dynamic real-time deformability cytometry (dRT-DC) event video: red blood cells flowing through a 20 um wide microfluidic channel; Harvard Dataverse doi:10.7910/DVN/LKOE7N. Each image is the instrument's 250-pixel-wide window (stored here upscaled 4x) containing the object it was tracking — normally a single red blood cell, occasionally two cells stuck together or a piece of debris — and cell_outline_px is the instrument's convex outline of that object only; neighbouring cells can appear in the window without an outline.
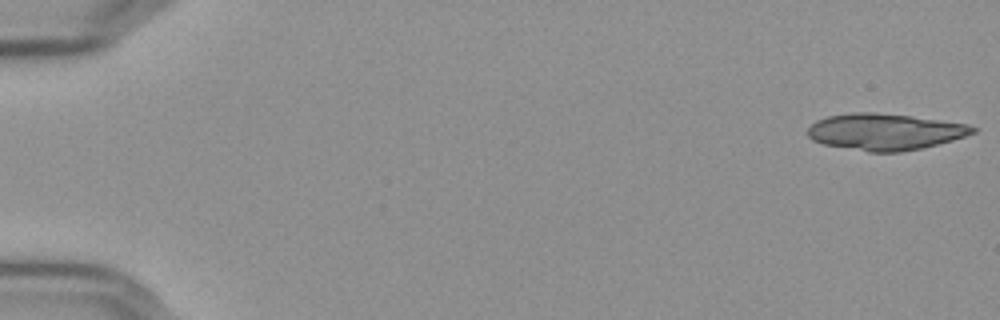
{"species": "Egyptian fruit bat (a non-hibernating species)", "species_latin": "Rousettus aegyptiacus", "temperature_condition": "cold", "stored_images_in_passage": 18, "camera_frame_rate_fps": 3000, "um_per_image_px": 0.085, "frame": {"image": 1, "passage_image": 1, "time_ms": 0.0, "image_size_px": [1000, 320], "cell_outline_px": [[976, 132], [952, 140], [920, 148], [900, 152], [868, 152], [824, 144], [812, 140], [808, 136], [808, 128], [816, 120], [828, 116], [856, 112], [872, 112], [912, 116], [968, 124], [976, 128]], "centroid_in_image_um": [75.2, 11.2], "position_along_channel_um": 9.8, "area_um2": 34.85}}